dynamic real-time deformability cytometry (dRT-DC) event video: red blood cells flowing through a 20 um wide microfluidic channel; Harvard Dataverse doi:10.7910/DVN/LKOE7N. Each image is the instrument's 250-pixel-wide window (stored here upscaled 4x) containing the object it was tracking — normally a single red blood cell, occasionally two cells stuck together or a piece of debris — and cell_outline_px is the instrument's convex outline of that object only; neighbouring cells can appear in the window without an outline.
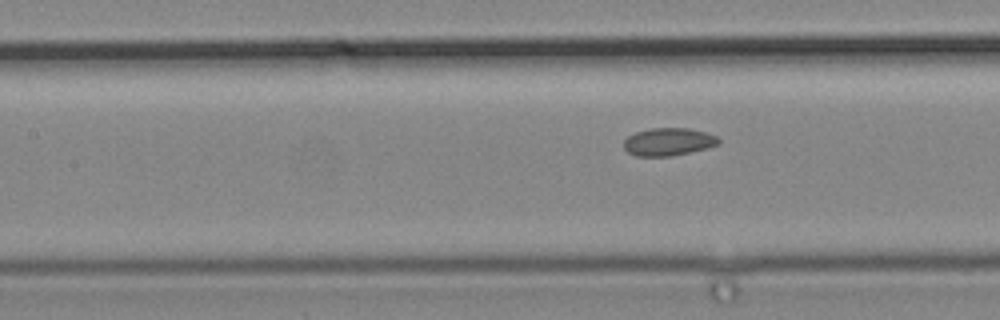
{"species": "common noctule bat (a hibernating species)", "species_latin": "Nyctalus noctula", "temperature_condition": "cold", "stored_images_in_passage": 5, "camera_frame_rate_fps": 3000, "um_per_image_px": 0.085, "animal": {"sex": "male", "body_mass_g": 19.2, "forearm_length_mm": 51.8}, "frame": {"image": 1, "passage_image": 5, "time_ms": 1.333, "image_size_px": [1000, 320], "cell_outline_px": [[720, 144], [708, 148], [672, 156], [636, 156], [628, 152], [624, 148], [624, 140], [628, 136], [636, 132], [648, 128], [688, 128], [704, 132], [716, 136], [720, 140]], "centroid_in_image_um": [56.81, 12.05], "position_along_channel_um": 150.6, "area_um2": 15.37}}